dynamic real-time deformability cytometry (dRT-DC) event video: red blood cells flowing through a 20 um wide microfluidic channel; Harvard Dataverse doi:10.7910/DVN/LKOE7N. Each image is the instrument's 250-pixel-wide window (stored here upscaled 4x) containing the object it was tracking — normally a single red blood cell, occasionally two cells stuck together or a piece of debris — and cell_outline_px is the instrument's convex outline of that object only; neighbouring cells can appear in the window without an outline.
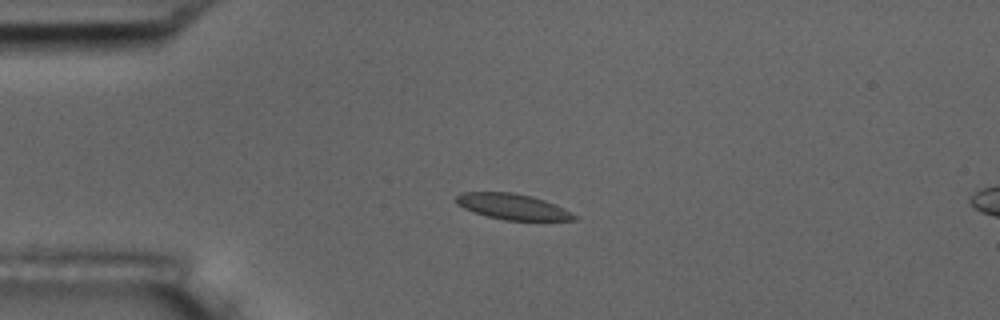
{"species": "common noctule bat (a hibernating species)", "species_latin": "Nyctalus noctula", "temperature_condition": "room temperature", "stored_images_in_passage": 5, "camera_frame_rate_fps": 3000, "um_per_image_px": 0.085, "animal": {"sex": "male", "body_mass_g": 17.5, "forearm_length_mm": 52.3}, "frame": {"image": 1, "passage_image": 3, "time_ms": 2.333, "image_size_px": [1000, 320], "cell_outline_px": [[576, 220], [504, 220], [472, 212], [456, 204], [456, 196], [460, 192], [512, 192], [532, 196], [544, 200], [564, 208], [576, 216]], "centroid_in_image_um": [43.53, 17.55], "position_along_channel_um": 41.5, "area_um2": 17.63}}